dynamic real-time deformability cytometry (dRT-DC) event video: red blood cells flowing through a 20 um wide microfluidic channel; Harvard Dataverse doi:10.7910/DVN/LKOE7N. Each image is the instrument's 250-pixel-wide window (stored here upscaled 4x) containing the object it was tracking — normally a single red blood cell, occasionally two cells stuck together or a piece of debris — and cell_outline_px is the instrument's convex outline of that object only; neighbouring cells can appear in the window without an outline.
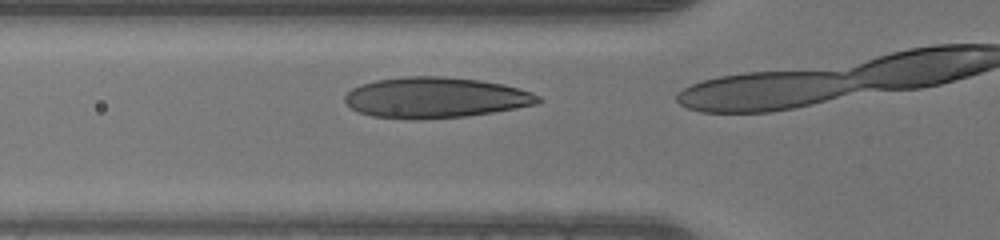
{"species": "human", "species_latin": "Homo sapiens", "temperature_condition": "warm", "stored_images_in_passage": 5, "camera_frame_rate_fps": 3000, "um_per_image_px": 0.085, "donor": {"sex": "male"}, "frame": {"image": 1, "passage_image": 4, "time_ms": 1.0, "image_size_px": [1000, 240], "cell_outline_px": [[544, 100], [536, 104], [516, 108], [468, 116], [420, 120], [412, 120], [372, 116], [360, 112], [352, 108], [344, 100], [344, 96], [352, 88], [360, 84], [376, 80], [408, 76], [440, 76], [480, 80], [504, 84], [532, 92], [540, 96]], "centroid_in_image_um": [37.02, 8.3], "position_along_channel_um": 88.8, "area_um2": 46.07}}